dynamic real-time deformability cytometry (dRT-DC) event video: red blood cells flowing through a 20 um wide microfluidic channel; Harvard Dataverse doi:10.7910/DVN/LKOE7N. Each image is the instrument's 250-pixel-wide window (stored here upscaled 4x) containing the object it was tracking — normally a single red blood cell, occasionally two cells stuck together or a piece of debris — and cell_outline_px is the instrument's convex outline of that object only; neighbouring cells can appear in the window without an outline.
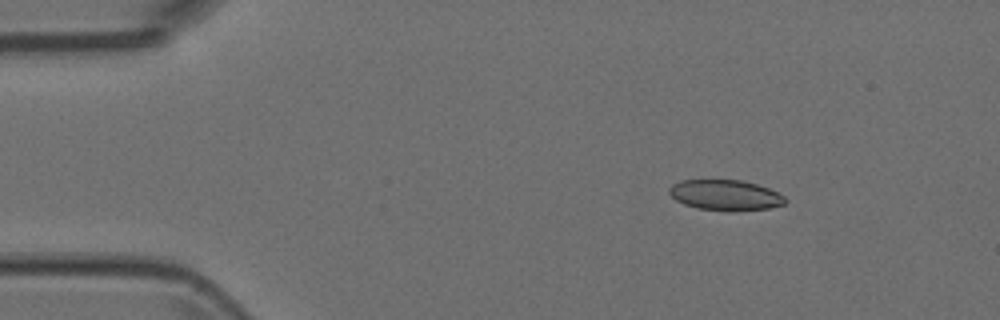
{"species": "Egyptian fruit bat (a non-hibernating species)", "species_latin": "Rousettus aegyptiacus", "temperature_condition": "room temperature", "stored_images_in_passage": 7, "camera_frame_rate_fps": 3000, "um_per_image_px": 0.085, "animal": {"sex": "female"}, "frame": {"image": 1, "passage_image": 2, "time_ms": 0.333, "image_size_px": [1000, 320], "cell_outline_px": [[788, 200], [784, 204], [768, 208], [736, 212], [732, 212], [696, 208], [684, 204], [676, 200], [668, 192], [668, 188], [672, 184], [680, 180], [744, 180], [768, 188], [784, 196]], "centroid_in_image_um": [61.64, 16.59], "position_along_channel_um": 23.4, "area_um2": 20.87}}
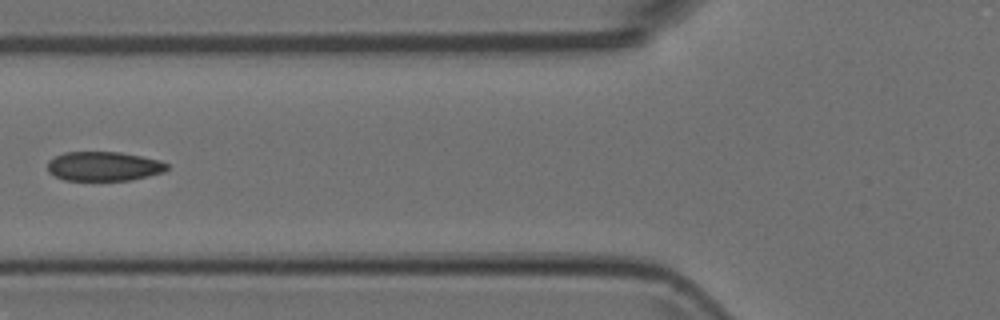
{"frame": {"image": 2, "passage_image": 5, "time_ms": 1.333, "image_size_px": [1000, 320], "cell_outline_px": [[168, 168], [164, 172], [132, 180], [64, 180], [48, 172], [48, 160], [64, 152], [120, 152], [160, 160], [168, 164]], "centroid_in_image_um": [8.82, 14.13], "position_along_channel_um": 117.0, "area_um2": 20.4}}
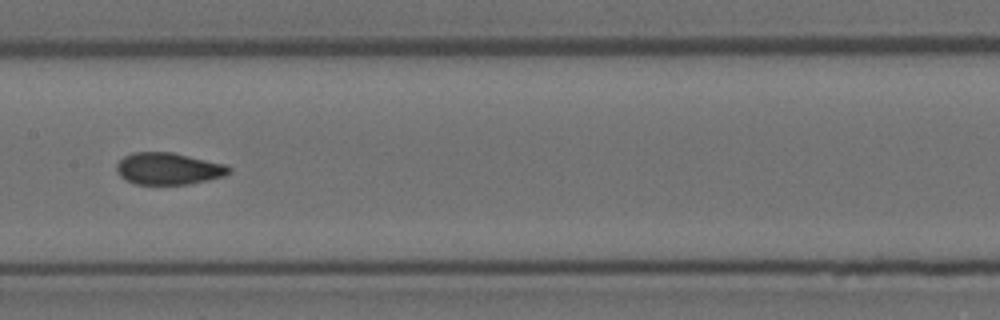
{"frame": {"image": 3, "passage_image": 7, "time_ms": 2.0, "image_size_px": [1000, 320], "cell_outline_px": [[232, 172], [224, 176], [208, 180], [188, 184], [136, 184], [124, 180], [116, 172], [116, 164], [124, 156], [132, 152], [172, 152], [228, 164], [232, 168]], "centroid_in_image_um": [14.34, 14.33], "position_along_channel_um": 193.1, "area_um2": 21.21}}